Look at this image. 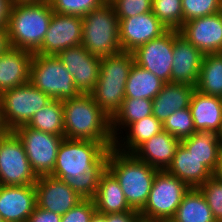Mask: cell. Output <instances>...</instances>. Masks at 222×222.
<instances>
[{
  "label": "cell",
  "instance_id": "1",
  "mask_svg": "<svg viewBox=\"0 0 222 222\" xmlns=\"http://www.w3.org/2000/svg\"><path fill=\"white\" fill-rule=\"evenodd\" d=\"M64 115V138L92 140L106 148L114 146L111 118L97 105L90 94L62 101Z\"/></svg>",
  "mask_w": 222,
  "mask_h": 222
},
{
  "label": "cell",
  "instance_id": "2",
  "mask_svg": "<svg viewBox=\"0 0 222 222\" xmlns=\"http://www.w3.org/2000/svg\"><path fill=\"white\" fill-rule=\"evenodd\" d=\"M107 170L116 178L129 206L141 211L158 169L139 160L133 153H123L115 148L108 151Z\"/></svg>",
  "mask_w": 222,
  "mask_h": 222
},
{
  "label": "cell",
  "instance_id": "3",
  "mask_svg": "<svg viewBox=\"0 0 222 222\" xmlns=\"http://www.w3.org/2000/svg\"><path fill=\"white\" fill-rule=\"evenodd\" d=\"M53 13L48 1L13 3L7 24L10 47L34 54L42 45Z\"/></svg>",
  "mask_w": 222,
  "mask_h": 222
},
{
  "label": "cell",
  "instance_id": "4",
  "mask_svg": "<svg viewBox=\"0 0 222 222\" xmlns=\"http://www.w3.org/2000/svg\"><path fill=\"white\" fill-rule=\"evenodd\" d=\"M133 63V52L121 51L101 57L99 78L90 95L110 118L125 99V86Z\"/></svg>",
  "mask_w": 222,
  "mask_h": 222
},
{
  "label": "cell",
  "instance_id": "5",
  "mask_svg": "<svg viewBox=\"0 0 222 222\" xmlns=\"http://www.w3.org/2000/svg\"><path fill=\"white\" fill-rule=\"evenodd\" d=\"M92 55L107 57L122 51L119 19L110 2L82 17V43Z\"/></svg>",
  "mask_w": 222,
  "mask_h": 222
},
{
  "label": "cell",
  "instance_id": "6",
  "mask_svg": "<svg viewBox=\"0 0 222 222\" xmlns=\"http://www.w3.org/2000/svg\"><path fill=\"white\" fill-rule=\"evenodd\" d=\"M29 82L51 99L63 101L80 94L73 76L55 55L33 54Z\"/></svg>",
  "mask_w": 222,
  "mask_h": 222
},
{
  "label": "cell",
  "instance_id": "7",
  "mask_svg": "<svg viewBox=\"0 0 222 222\" xmlns=\"http://www.w3.org/2000/svg\"><path fill=\"white\" fill-rule=\"evenodd\" d=\"M109 150L100 142L64 138L51 176L62 180L70 176L80 177L85 171L91 170Z\"/></svg>",
  "mask_w": 222,
  "mask_h": 222
},
{
  "label": "cell",
  "instance_id": "8",
  "mask_svg": "<svg viewBox=\"0 0 222 222\" xmlns=\"http://www.w3.org/2000/svg\"><path fill=\"white\" fill-rule=\"evenodd\" d=\"M1 115L6 131L27 125L32 116L52 99L30 82L0 94Z\"/></svg>",
  "mask_w": 222,
  "mask_h": 222
},
{
  "label": "cell",
  "instance_id": "9",
  "mask_svg": "<svg viewBox=\"0 0 222 222\" xmlns=\"http://www.w3.org/2000/svg\"><path fill=\"white\" fill-rule=\"evenodd\" d=\"M189 189L177 177L166 171H158L155 175L146 205L139 212L141 220L154 222L162 219H172L183 196Z\"/></svg>",
  "mask_w": 222,
  "mask_h": 222
},
{
  "label": "cell",
  "instance_id": "10",
  "mask_svg": "<svg viewBox=\"0 0 222 222\" xmlns=\"http://www.w3.org/2000/svg\"><path fill=\"white\" fill-rule=\"evenodd\" d=\"M37 178L22 142L13 131H6L0 138L1 184L5 186L34 185Z\"/></svg>",
  "mask_w": 222,
  "mask_h": 222
},
{
  "label": "cell",
  "instance_id": "11",
  "mask_svg": "<svg viewBox=\"0 0 222 222\" xmlns=\"http://www.w3.org/2000/svg\"><path fill=\"white\" fill-rule=\"evenodd\" d=\"M22 142L31 168L37 177L51 175L63 136L21 126L13 131Z\"/></svg>",
  "mask_w": 222,
  "mask_h": 222
},
{
  "label": "cell",
  "instance_id": "12",
  "mask_svg": "<svg viewBox=\"0 0 222 222\" xmlns=\"http://www.w3.org/2000/svg\"><path fill=\"white\" fill-rule=\"evenodd\" d=\"M174 29H168L133 51L134 63L150 71L165 83L171 82Z\"/></svg>",
  "mask_w": 222,
  "mask_h": 222
},
{
  "label": "cell",
  "instance_id": "13",
  "mask_svg": "<svg viewBox=\"0 0 222 222\" xmlns=\"http://www.w3.org/2000/svg\"><path fill=\"white\" fill-rule=\"evenodd\" d=\"M57 57L73 76L77 90L90 94L99 78L101 57L92 55L82 44L64 49Z\"/></svg>",
  "mask_w": 222,
  "mask_h": 222
},
{
  "label": "cell",
  "instance_id": "14",
  "mask_svg": "<svg viewBox=\"0 0 222 222\" xmlns=\"http://www.w3.org/2000/svg\"><path fill=\"white\" fill-rule=\"evenodd\" d=\"M82 43V17L53 13L40 48L35 52L57 56L61 51Z\"/></svg>",
  "mask_w": 222,
  "mask_h": 222
},
{
  "label": "cell",
  "instance_id": "15",
  "mask_svg": "<svg viewBox=\"0 0 222 222\" xmlns=\"http://www.w3.org/2000/svg\"><path fill=\"white\" fill-rule=\"evenodd\" d=\"M118 19L120 45L125 52L135 51L168 30L152 11Z\"/></svg>",
  "mask_w": 222,
  "mask_h": 222
},
{
  "label": "cell",
  "instance_id": "16",
  "mask_svg": "<svg viewBox=\"0 0 222 222\" xmlns=\"http://www.w3.org/2000/svg\"><path fill=\"white\" fill-rule=\"evenodd\" d=\"M179 33L203 54L222 52V11L184 22Z\"/></svg>",
  "mask_w": 222,
  "mask_h": 222
},
{
  "label": "cell",
  "instance_id": "17",
  "mask_svg": "<svg viewBox=\"0 0 222 222\" xmlns=\"http://www.w3.org/2000/svg\"><path fill=\"white\" fill-rule=\"evenodd\" d=\"M37 206L64 215L83 200L64 180L44 175L37 178Z\"/></svg>",
  "mask_w": 222,
  "mask_h": 222
},
{
  "label": "cell",
  "instance_id": "18",
  "mask_svg": "<svg viewBox=\"0 0 222 222\" xmlns=\"http://www.w3.org/2000/svg\"><path fill=\"white\" fill-rule=\"evenodd\" d=\"M204 54L174 30L171 83L196 87Z\"/></svg>",
  "mask_w": 222,
  "mask_h": 222
},
{
  "label": "cell",
  "instance_id": "19",
  "mask_svg": "<svg viewBox=\"0 0 222 222\" xmlns=\"http://www.w3.org/2000/svg\"><path fill=\"white\" fill-rule=\"evenodd\" d=\"M36 203L35 185L0 188V215L4 222H27Z\"/></svg>",
  "mask_w": 222,
  "mask_h": 222
},
{
  "label": "cell",
  "instance_id": "20",
  "mask_svg": "<svg viewBox=\"0 0 222 222\" xmlns=\"http://www.w3.org/2000/svg\"><path fill=\"white\" fill-rule=\"evenodd\" d=\"M32 56L33 53L14 47L0 55V94L29 83Z\"/></svg>",
  "mask_w": 222,
  "mask_h": 222
},
{
  "label": "cell",
  "instance_id": "21",
  "mask_svg": "<svg viewBox=\"0 0 222 222\" xmlns=\"http://www.w3.org/2000/svg\"><path fill=\"white\" fill-rule=\"evenodd\" d=\"M181 140L162 130L140 145L133 154L159 171H165L171 164Z\"/></svg>",
  "mask_w": 222,
  "mask_h": 222
},
{
  "label": "cell",
  "instance_id": "22",
  "mask_svg": "<svg viewBox=\"0 0 222 222\" xmlns=\"http://www.w3.org/2000/svg\"><path fill=\"white\" fill-rule=\"evenodd\" d=\"M190 111L196 131L222 132V97L203 94L195 89Z\"/></svg>",
  "mask_w": 222,
  "mask_h": 222
},
{
  "label": "cell",
  "instance_id": "23",
  "mask_svg": "<svg viewBox=\"0 0 222 222\" xmlns=\"http://www.w3.org/2000/svg\"><path fill=\"white\" fill-rule=\"evenodd\" d=\"M167 173L183 181L189 188H199L213 173L180 143Z\"/></svg>",
  "mask_w": 222,
  "mask_h": 222
},
{
  "label": "cell",
  "instance_id": "24",
  "mask_svg": "<svg viewBox=\"0 0 222 222\" xmlns=\"http://www.w3.org/2000/svg\"><path fill=\"white\" fill-rule=\"evenodd\" d=\"M195 87L180 83H165L152 100V115L162 123L176 110L189 108Z\"/></svg>",
  "mask_w": 222,
  "mask_h": 222
},
{
  "label": "cell",
  "instance_id": "25",
  "mask_svg": "<svg viewBox=\"0 0 222 222\" xmlns=\"http://www.w3.org/2000/svg\"><path fill=\"white\" fill-rule=\"evenodd\" d=\"M92 200L96 213L101 215L133 210L127 203L118 181L108 170L101 175L96 194Z\"/></svg>",
  "mask_w": 222,
  "mask_h": 222
},
{
  "label": "cell",
  "instance_id": "26",
  "mask_svg": "<svg viewBox=\"0 0 222 222\" xmlns=\"http://www.w3.org/2000/svg\"><path fill=\"white\" fill-rule=\"evenodd\" d=\"M181 144L214 173L221 152L220 136L212 131H196Z\"/></svg>",
  "mask_w": 222,
  "mask_h": 222
},
{
  "label": "cell",
  "instance_id": "27",
  "mask_svg": "<svg viewBox=\"0 0 222 222\" xmlns=\"http://www.w3.org/2000/svg\"><path fill=\"white\" fill-rule=\"evenodd\" d=\"M165 82L148 70L133 63L125 86V98L153 100Z\"/></svg>",
  "mask_w": 222,
  "mask_h": 222
},
{
  "label": "cell",
  "instance_id": "28",
  "mask_svg": "<svg viewBox=\"0 0 222 222\" xmlns=\"http://www.w3.org/2000/svg\"><path fill=\"white\" fill-rule=\"evenodd\" d=\"M127 127L128 129L126 128V130H129L128 132H125L127 133V138L124 137L120 141L115 139L113 146V148L123 153H133L146 140L152 138L163 130L162 122L157 120L153 115H149L137 122H133Z\"/></svg>",
  "mask_w": 222,
  "mask_h": 222
},
{
  "label": "cell",
  "instance_id": "29",
  "mask_svg": "<svg viewBox=\"0 0 222 222\" xmlns=\"http://www.w3.org/2000/svg\"><path fill=\"white\" fill-rule=\"evenodd\" d=\"M172 219L175 222H216L199 188H190L185 193Z\"/></svg>",
  "mask_w": 222,
  "mask_h": 222
},
{
  "label": "cell",
  "instance_id": "30",
  "mask_svg": "<svg viewBox=\"0 0 222 222\" xmlns=\"http://www.w3.org/2000/svg\"><path fill=\"white\" fill-rule=\"evenodd\" d=\"M195 89L206 95L222 97V52L204 54Z\"/></svg>",
  "mask_w": 222,
  "mask_h": 222
},
{
  "label": "cell",
  "instance_id": "31",
  "mask_svg": "<svg viewBox=\"0 0 222 222\" xmlns=\"http://www.w3.org/2000/svg\"><path fill=\"white\" fill-rule=\"evenodd\" d=\"M149 115H152V100L125 98L120 109L111 118V131L114 139L120 140V136H117L121 134V132L117 133L120 127L121 129H126L129 124L137 122Z\"/></svg>",
  "mask_w": 222,
  "mask_h": 222
},
{
  "label": "cell",
  "instance_id": "32",
  "mask_svg": "<svg viewBox=\"0 0 222 222\" xmlns=\"http://www.w3.org/2000/svg\"><path fill=\"white\" fill-rule=\"evenodd\" d=\"M30 128L64 137V115L61 100L52 99L36 112L29 123Z\"/></svg>",
  "mask_w": 222,
  "mask_h": 222
},
{
  "label": "cell",
  "instance_id": "33",
  "mask_svg": "<svg viewBox=\"0 0 222 222\" xmlns=\"http://www.w3.org/2000/svg\"><path fill=\"white\" fill-rule=\"evenodd\" d=\"M108 153L80 177H67L64 181L83 199H93L101 175L107 170Z\"/></svg>",
  "mask_w": 222,
  "mask_h": 222
},
{
  "label": "cell",
  "instance_id": "34",
  "mask_svg": "<svg viewBox=\"0 0 222 222\" xmlns=\"http://www.w3.org/2000/svg\"><path fill=\"white\" fill-rule=\"evenodd\" d=\"M152 12L167 29L183 25L182 0H152Z\"/></svg>",
  "mask_w": 222,
  "mask_h": 222
},
{
  "label": "cell",
  "instance_id": "35",
  "mask_svg": "<svg viewBox=\"0 0 222 222\" xmlns=\"http://www.w3.org/2000/svg\"><path fill=\"white\" fill-rule=\"evenodd\" d=\"M162 124L164 131L179 140L190 137L196 132L190 108L176 110Z\"/></svg>",
  "mask_w": 222,
  "mask_h": 222
},
{
  "label": "cell",
  "instance_id": "36",
  "mask_svg": "<svg viewBox=\"0 0 222 222\" xmlns=\"http://www.w3.org/2000/svg\"><path fill=\"white\" fill-rule=\"evenodd\" d=\"M104 0H52L54 13L84 17L90 11L100 7Z\"/></svg>",
  "mask_w": 222,
  "mask_h": 222
},
{
  "label": "cell",
  "instance_id": "37",
  "mask_svg": "<svg viewBox=\"0 0 222 222\" xmlns=\"http://www.w3.org/2000/svg\"><path fill=\"white\" fill-rule=\"evenodd\" d=\"M183 23L222 11V0H182Z\"/></svg>",
  "mask_w": 222,
  "mask_h": 222
},
{
  "label": "cell",
  "instance_id": "38",
  "mask_svg": "<svg viewBox=\"0 0 222 222\" xmlns=\"http://www.w3.org/2000/svg\"><path fill=\"white\" fill-rule=\"evenodd\" d=\"M199 190L205 196L214 220L222 222V181L212 175L199 187Z\"/></svg>",
  "mask_w": 222,
  "mask_h": 222
},
{
  "label": "cell",
  "instance_id": "39",
  "mask_svg": "<svg viewBox=\"0 0 222 222\" xmlns=\"http://www.w3.org/2000/svg\"><path fill=\"white\" fill-rule=\"evenodd\" d=\"M118 18H129L152 11V0H110Z\"/></svg>",
  "mask_w": 222,
  "mask_h": 222
},
{
  "label": "cell",
  "instance_id": "40",
  "mask_svg": "<svg viewBox=\"0 0 222 222\" xmlns=\"http://www.w3.org/2000/svg\"><path fill=\"white\" fill-rule=\"evenodd\" d=\"M96 213L92 199H83L76 206L62 215L61 222H91Z\"/></svg>",
  "mask_w": 222,
  "mask_h": 222
},
{
  "label": "cell",
  "instance_id": "41",
  "mask_svg": "<svg viewBox=\"0 0 222 222\" xmlns=\"http://www.w3.org/2000/svg\"><path fill=\"white\" fill-rule=\"evenodd\" d=\"M62 215L35 206L27 222H61Z\"/></svg>",
  "mask_w": 222,
  "mask_h": 222
},
{
  "label": "cell",
  "instance_id": "42",
  "mask_svg": "<svg viewBox=\"0 0 222 222\" xmlns=\"http://www.w3.org/2000/svg\"><path fill=\"white\" fill-rule=\"evenodd\" d=\"M105 220L106 222H140L141 216L139 211L131 210L125 211L122 213H110L106 214Z\"/></svg>",
  "mask_w": 222,
  "mask_h": 222
},
{
  "label": "cell",
  "instance_id": "43",
  "mask_svg": "<svg viewBox=\"0 0 222 222\" xmlns=\"http://www.w3.org/2000/svg\"><path fill=\"white\" fill-rule=\"evenodd\" d=\"M12 0H0V28H7Z\"/></svg>",
  "mask_w": 222,
  "mask_h": 222
},
{
  "label": "cell",
  "instance_id": "44",
  "mask_svg": "<svg viewBox=\"0 0 222 222\" xmlns=\"http://www.w3.org/2000/svg\"><path fill=\"white\" fill-rule=\"evenodd\" d=\"M10 48L7 28H0V55Z\"/></svg>",
  "mask_w": 222,
  "mask_h": 222
},
{
  "label": "cell",
  "instance_id": "45",
  "mask_svg": "<svg viewBox=\"0 0 222 222\" xmlns=\"http://www.w3.org/2000/svg\"><path fill=\"white\" fill-rule=\"evenodd\" d=\"M213 175L222 181V152H220V155H219V160H218V163H217V167L213 173Z\"/></svg>",
  "mask_w": 222,
  "mask_h": 222
},
{
  "label": "cell",
  "instance_id": "46",
  "mask_svg": "<svg viewBox=\"0 0 222 222\" xmlns=\"http://www.w3.org/2000/svg\"><path fill=\"white\" fill-rule=\"evenodd\" d=\"M91 222H106L105 216L95 213V215L91 219Z\"/></svg>",
  "mask_w": 222,
  "mask_h": 222
},
{
  "label": "cell",
  "instance_id": "47",
  "mask_svg": "<svg viewBox=\"0 0 222 222\" xmlns=\"http://www.w3.org/2000/svg\"><path fill=\"white\" fill-rule=\"evenodd\" d=\"M46 0H12L13 3L43 2Z\"/></svg>",
  "mask_w": 222,
  "mask_h": 222
},
{
  "label": "cell",
  "instance_id": "48",
  "mask_svg": "<svg viewBox=\"0 0 222 222\" xmlns=\"http://www.w3.org/2000/svg\"><path fill=\"white\" fill-rule=\"evenodd\" d=\"M0 131H6L3 125V120L1 115V97H0Z\"/></svg>",
  "mask_w": 222,
  "mask_h": 222
},
{
  "label": "cell",
  "instance_id": "49",
  "mask_svg": "<svg viewBox=\"0 0 222 222\" xmlns=\"http://www.w3.org/2000/svg\"><path fill=\"white\" fill-rule=\"evenodd\" d=\"M154 222H175L173 219H162V220H157Z\"/></svg>",
  "mask_w": 222,
  "mask_h": 222
},
{
  "label": "cell",
  "instance_id": "50",
  "mask_svg": "<svg viewBox=\"0 0 222 222\" xmlns=\"http://www.w3.org/2000/svg\"><path fill=\"white\" fill-rule=\"evenodd\" d=\"M220 136V144H221V152H222V132L219 134Z\"/></svg>",
  "mask_w": 222,
  "mask_h": 222
},
{
  "label": "cell",
  "instance_id": "51",
  "mask_svg": "<svg viewBox=\"0 0 222 222\" xmlns=\"http://www.w3.org/2000/svg\"><path fill=\"white\" fill-rule=\"evenodd\" d=\"M6 131H0V138Z\"/></svg>",
  "mask_w": 222,
  "mask_h": 222
},
{
  "label": "cell",
  "instance_id": "52",
  "mask_svg": "<svg viewBox=\"0 0 222 222\" xmlns=\"http://www.w3.org/2000/svg\"><path fill=\"white\" fill-rule=\"evenodd\" d=\"M0 222H4V220H3V218H2V216L0 215Z\"/></svg>",
  "mask_w": 222,
  "mask_h": 222
}]
</instances>
